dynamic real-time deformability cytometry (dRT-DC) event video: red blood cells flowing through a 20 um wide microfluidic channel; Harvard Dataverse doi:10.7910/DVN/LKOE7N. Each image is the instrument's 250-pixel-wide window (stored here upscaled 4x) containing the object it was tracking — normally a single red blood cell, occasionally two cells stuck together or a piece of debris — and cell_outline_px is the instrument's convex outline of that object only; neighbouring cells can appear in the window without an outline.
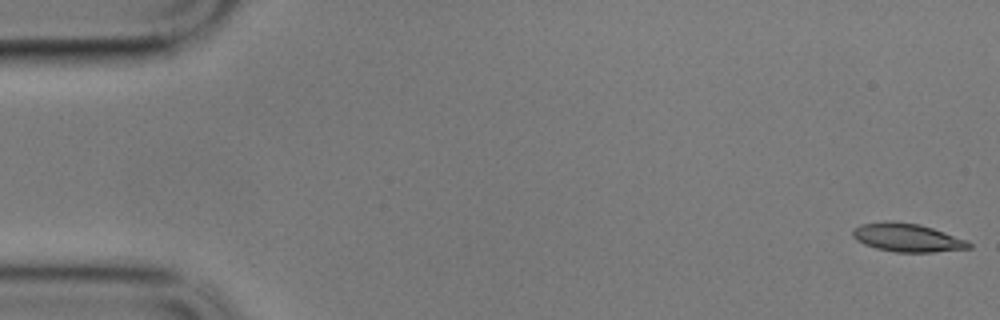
{"species": "common noctule bat (a hibernating species)", "species_latin": "Nyctalus noctula", "temperature_condition": "cold", "stored_images_in_passage": 59, "camera_frame_rate_fps": 3000, "um_per_image_px": 0.085, "animal": {"sex": "male", "body_mass_g": 17.9}, "frame": {"image": 1, "passage_image": 1, "time_ms": 0.0, "image_size_px": [1000, 320], "cell_outline_px": [[972, 248], [932, 252], [896, 252], [876, 248], [864, 244], [856, 240], [852, 236], [852, 232], [860, 224], [884, 220], [892, 220], [920, 224], [968, 240], [972, 244]], "centroid_in_image_um": [77.11, 20.18], "position_along_channel_um": 7.9, "area_um2": 19.36}}
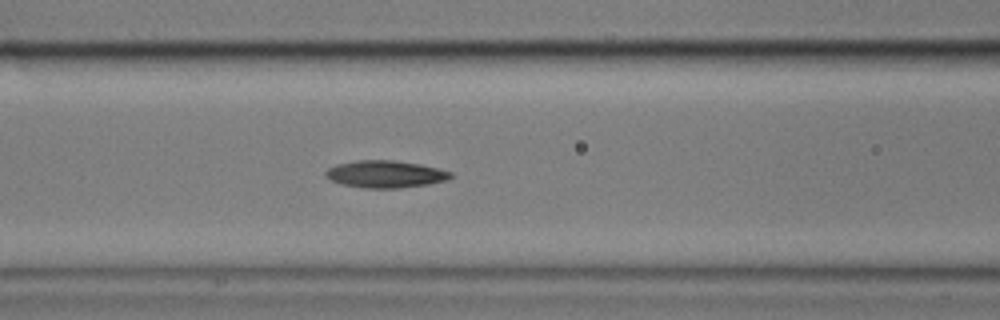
{"frame": {"image": 2, "passage_image": 24, "time_ms": 7.667, "image_size_px": [1000, 320], "cell_outline_px": [[452, 176], [448, 180], [428, 184], [400, 188], [364, 188], [340, 184], [324, 176], [324, 172], [328, 168], [336, 164], [356, 160], [396, 160], [420, 164], [452, 172]], "centroid_in_image_um": [32.73, 14.8], "position_along_channel_um": 133.9, "area_um2": 19.94}}
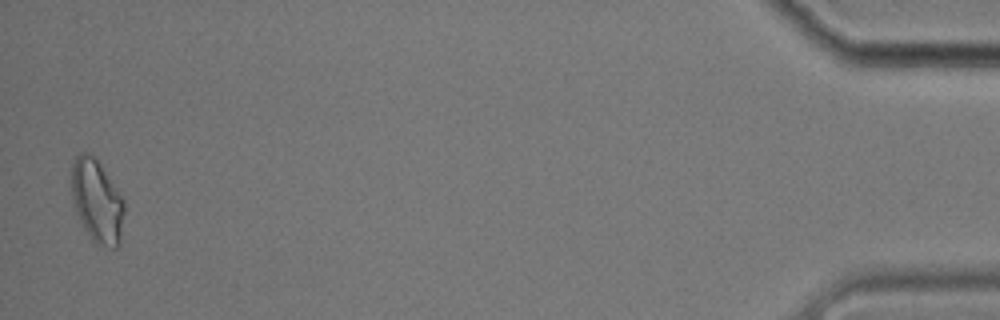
{"frame": {"image": 3, "passage_image": 58, "time_ms": 19.0, "image_size_px": [1000, 320], "cell_outline_px": [[124, 212], [120, 244], [116, 248], [112, 248], [96, 244], [92, 240], [84, 228], [76, 212], [72, 196], [72, 164], [76, 156], [80, 152], [88, 152], [100, 164], [124, 200]], "centroid_in_image_um": [8.25, 17.12], "position_along_channel_um": 427.0, "area_um2": 25.32}, "authors_computed_cell_mechanics": {"area_um2": 19.7098, "velocity_mm_per_s": 3.3698, "shape_relaxation_time_tau1_ms": 8.3145, "shape_relaxation_time_tau2_ms": 7.6839, "deformation_change_tau1": 0.1756, "deformation_change_tau2": 0.1638}}